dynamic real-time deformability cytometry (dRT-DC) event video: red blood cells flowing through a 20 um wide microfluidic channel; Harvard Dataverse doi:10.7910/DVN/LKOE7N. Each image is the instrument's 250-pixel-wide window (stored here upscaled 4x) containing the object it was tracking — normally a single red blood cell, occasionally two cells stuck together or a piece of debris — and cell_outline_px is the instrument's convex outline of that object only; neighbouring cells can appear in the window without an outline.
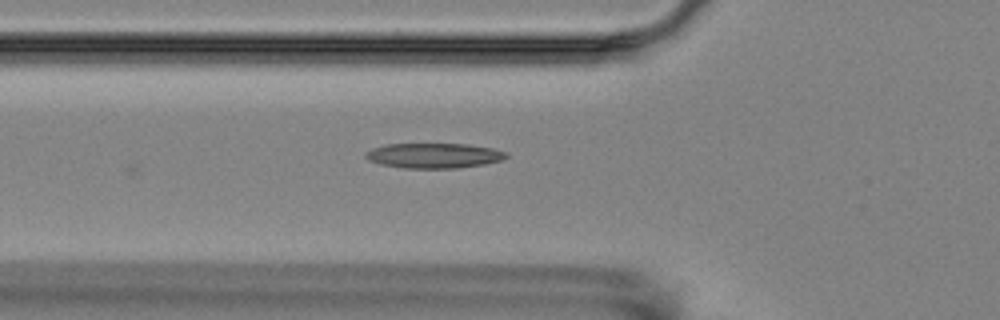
{"species": "Egyptian fruit bat (a non-hibernating species)", "species_latin": "Rousettus aegyptiacus", "temperature_condition": "room temperature", "stored_images_in_passage": 7, "camera_frame_rate_fps": 3000, "um_per_image_px": 0.085, "animal": {"sex": "female"}, "frame": {"image": 1, "passage_image": 7, "time_ms": 7.0, "image_size_px": [1000, 320], "cell_outline_px": [[508, 156], [500, 160], [484, 164], [456, 168], [400, 168], [380, 164], [368, 160], [364, 156], [364, 152], [372, 148], [388, 144], [468, 144], [492, 148], [508, 152]], "centroid_in_image_um": [36.85, 13.22], "position_along_channel_um": 89.0, "area_um2": 20.58}}